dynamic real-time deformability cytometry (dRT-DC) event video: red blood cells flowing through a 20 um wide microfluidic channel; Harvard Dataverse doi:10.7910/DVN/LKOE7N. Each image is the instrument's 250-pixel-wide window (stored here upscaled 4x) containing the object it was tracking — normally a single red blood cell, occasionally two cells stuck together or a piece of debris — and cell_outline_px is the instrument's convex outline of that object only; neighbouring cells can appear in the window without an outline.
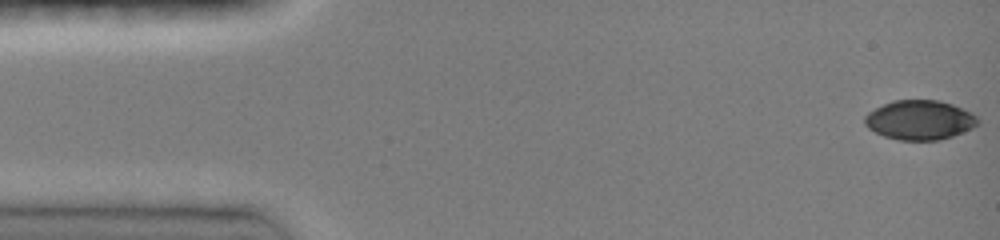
{"species": "common noctule bat (a hibernating species)", "species_latin": "Nyctalus noctula", "temperature_condition": "room temperature", "stored_images_in_passage": 46, "camera_frame_rate_fps": 3000, "um_per_image_px": 0.085, "animal": {"sex": "female", "body_mass_g": 19.0, "forearm_length_mm": 51.5}, "frame": {"image": 1, "passage_image": 1, "time_ms": 0.0, "image_size_px": [1000, 240], "cell_outline_px": [[980, 124], [972, 128], [952, 136], [940, 140], [900, 140], [884, 136], [868, 128], [864, 124], [864, 116], [868, 112], [892, 100], [940, 100], [952, 104], [972, 112], [980, 120]], "centroid_in_image_um": [78.19, 10.19], "position_along_channel_um": 6.8, "area_um2": 26.13}}
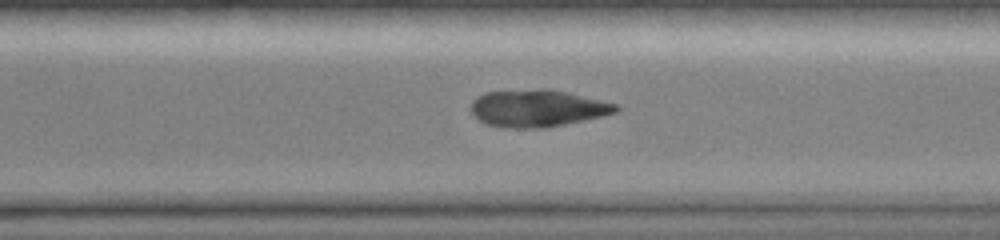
{"frame": {"image": 2, "passage_image": 33, "time_ms": 10.667, "image_size_px": [1000, 240], "cell_outline_px": [[620, 108], [616, 112], [584, 120], [544, 128], [504, 128], [488, 124], [476, 120], [472, 116], [472, 100], [476, 96], [484, 92], [540, 88], [544, 88], [568, 92], [616, 104]], "centroid_in_image_um": [45.62, 9.2], "position_along_channel_um": 325.0, "area_um2": 31.5}}
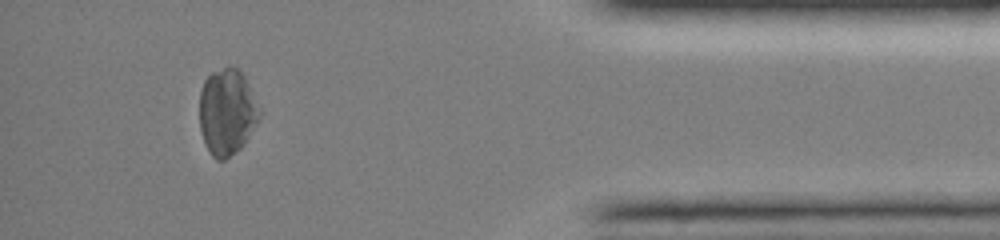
{"frame": {"image": 3, "passage_image": 42, "time_ms": 13.667, "image_size_px": [1000, 240], "cell_outline_px": [[260, 116], [244, 144], [240, 148], [224, 160], [216, 160], [212, 156], [200, 132], [200, 88], [204, 80], [212, 72], [228, 64], [236, 68], [244, 76], [260, 108]], "centroid_in_image_um": [19.28, 9.49], "position_along_channel_um": 415.9, "area_um2": 30.06}}